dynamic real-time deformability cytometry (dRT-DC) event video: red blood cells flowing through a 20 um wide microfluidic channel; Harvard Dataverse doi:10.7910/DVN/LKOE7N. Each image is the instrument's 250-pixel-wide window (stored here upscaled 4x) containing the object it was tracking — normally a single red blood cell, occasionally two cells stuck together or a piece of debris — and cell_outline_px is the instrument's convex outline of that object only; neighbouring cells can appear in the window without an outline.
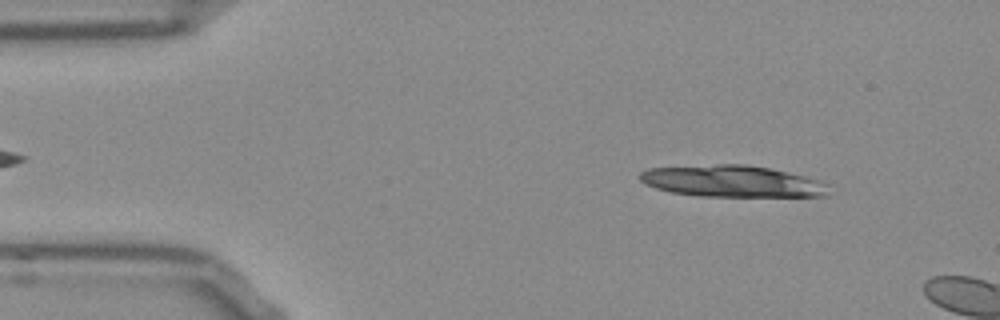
{"species": "Egyptian fruit bat (a non-hibernating species)", "species_latin": "Rousettus aegyptiacus", "temperature_condition": "room temperature", "stored_images_in_passage": 10, "camera_frame_rate_fps": 3000, "um_per_image_px": 0.085, "frame": {"image": 1, "passage_image": 5, "time_ms": 1.333, "image_size_px": [1000, 320], "cell_outline_px": [[828, 196], [700, 196], [672, 192], [656, 188], [644, 184], [640, 180], [640, 172], [648, 168], [716, 164], [744, 164], [772, 168], [820, 180], [828, 184]], "centroid_in_image_um": [62.24, 15.4], "position_along_channel_um": 22.8, "area_um2": 34.85}}